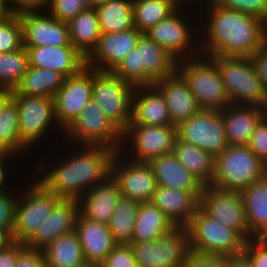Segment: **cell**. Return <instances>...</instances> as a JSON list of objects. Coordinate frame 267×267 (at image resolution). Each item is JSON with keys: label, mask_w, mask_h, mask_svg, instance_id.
<instances>
[{"label": "cell", "mask_w": 267, "mask_h": 267, "mask_svg": "<svg viewBox=\"0 0 267 267\" xmlns=\"http://www.w3.org/2000/svg\"><path fill=\"white\" fill-rule=\"evenodd\" d=\"M204 5L200 4L201 11L198 12H202L204 7L203 10L206 12L203 11L202 14L206 16H203L205 19L200 16L201 21L195 20L198 25L202 22L198 27L201 29L199 31L201 55L251 57L267 43V24L261 19L214 4Z\"/></svg>", "instance_id": "6da1fadb"}, {"label": "cell", "mask_w": 267, "mask_h": 267, "mask_svg": "<svg viewBox=\"0 0 267 267\" xmlns=\"http://www.w3.org/2000/svg\"><path fill=\"white\" fill-rule=\"evenodd\" d=\"M72 150L70 156L67 154L61 161L57 158L56 164L43 163V160L37 162L35 168L39 175L36 179L58 197L78 200L111 175V162L116 151L106 146L89 145H75Z\"/></svg>", "instance_id": "7a4b0ae2"}, {"label": "cell", "mask_w": 267, "mask_h": 267, "mask_svg": "<svg viewBox=\"0 0 267 267\" xmlns=\"http://www.w3.org/2000/svg\"><path fill=\"white\" fill-rule=\"evenodd\" d=\"M177 60L144 33L132 49L112 71L133 86L153 85L177 71Z\"/></svg>", "instance_id": "3957f363"}, {"label": "cell", "mask_w": 267, "mask_h": 267, "mask_svg": "<svg viewBox=\"0 0 267 267\" xmlns=\"http://www.w3.org/2000/svg\"><path fill=\"white\" fill-rule=\"evenodd\" d=\"M265 175L267 165L247 145H229L215 157L211 186L241 192Z\"/></svg>", "instance_id": "277c9868"}, {"label": "cell", "mask_w": 267, "mask_h": 267, "mask_svg": "<svg viewBox=\"0 0 267 267\" xmlns=\"http://www.w3.org/2000/svg\"><path fill=\"white\" fill-rule=\"evenodd\" d=\"M177 72L185 79L201 110L221 111L231 104L221 72L207 56L177 62Z\"/></svg>", "instance_id": "5b68a950"}, {"label": "cell", "mask_w": 267, "mask_h": 267, "mask_svg": "<svg viewBox=\"0 0 267 267\" xmlns=\"http://www.w3.org/2000/svg\"><path fill=\"white\" fill-rule=\"evenodd\" d=\"M221 72L231 104L267 108V92L250 57H210Z\"/></svg>", "instance_id": "8992f818"}, {"label": "cell", "mask_w": 267, "mask_h": 267, "mask_svg": "<svg viewBox=\"0 0 267 267\" xmlns=\"http://www.w3.org/2000/svg\"><path fill=\"white\" fill-rule=\"evenodd\" d=\"M185 7L189 6L180 5L170 16L144 33L163 47L177 61L198 57L201 54L199 37H197L199 36L200 29L197 28L199 27L198 25L194 24V19L197 20L199 17L193 18L192 21L190 20L191 23H189L188 19L190 17L184 14V12L187 13L189 10L184 11Z\"/></svg>", "instance_id": "52a82bcc"}, {"label": "cell", "mask_w": 267, "mask_h": 267, "mask_svg": "<svg viewBox=\"0 0 267 267\" xmlns=\"http://www.w3.org/2000/svg\"><path fill=\"white\" fill-rule=\"evenodd\" d=\"M138 267H182L191 251L187 226H174L154 241H132Z\"/></svg>", "instance_id": "ba28073f"}, {"label": "cell", "mask_w": 267, "mask_h": 267, "mask_svg": "<svg viewBox=\"0 0 267 267\" xmlns=\"http://www.w3.org/2000/svg\"><path fill=\"white\" fill-rule=\"evenodd\" d=\"M135 86L112 71L93 69L92 99L107 118L123 133L131 123L132 97Z\"/></svg>", "instance_id": "9c48e42d"}, {"label": "cell", "mask_w": 267, "mask_h": 267, "mask_svg": "<svg viewBox=\"0 0 267 267\" xmlns=\"http://www.w3.org/2000/svg\"><path fill=\"white\" fill-rule=\"evenodd\" d=\"M61 134H64L63 138L67 137L68 143L74 146H106L116 152L121 150L122 133L93 99Z\"/></svg>", "instance_id": "30bf717a"}, {"label": "cell", "mask_w": 267, "mask_h": 267, "mask_svg": "<svg viewBox=\"0 0 267 267\" xmlns=\"http://www.w3.org/2000/svg\"><path fill=\"white\" fill-rule=\"evenodd\" d=\"M34 178V183L30 182L27 189L21 191L23 193L18 191L12 230L13 241L25 243L62 199L53 191H49L35 176Z\"/></svg>", "instance_id": "8fae6325"}, {"label": "cell", "mask_w": 267, "mask_h": 267, "mask_svg": "<svg viewBox=\"0 0 267 267\" xmlns=\"http://www.w3.org/2000/svg\"><path fill=\"white\" fill-rule=\"evenodd\" d=\"M187 228L193 250L226 257L243 252L245 241L234 230L207 215L200 207Z\"/></svg>", "instance_id": "7c38bea8"}, {"label": "cell", "mask_w": 267, "mask_h": 267, "mask_svg": "<svg viewBox=\"0 0 267 267\" xmlns=\"http://www.w3.org/2000/svg\"><path fill=\"white\" fill-rule=\"evenodd\" d=\"M176 138L177 127L173 125H129L122 133L120 152L130 160L150 162L171 153Z\"/></svg>", "instance_id": "4fadbf2b"}, {"label": "cell", "mask_w": 267, "mask_h": 267, "mask_svg": "<svg viewBox=\"0 0 267 267\" xmlns=\"http://www.w3.org/2000/svg\"><path fill=\"white\" fill-rule=\"evenodd\" d=\"M11 98L18 109L19 135L28 149L35 148L37 142L39 144L41 139L44 141L51 128L59 126L55 117L54 98L19 93H11Z\"/></svg>", "instance_id": "5bb4252c"}, {"label": "cell", "mask_w": 267, "mask_h": 267, "mask_svg": "<svg viewBox=\"0 0 267 267\" xmlns=\"http://www.w3.org/2000/svg\"><path fill=\"white\" fill-rule=\"evenodd\" d=\"M177 138L204 149L215 158L229 146L222 110H200L177 126Z\"/></svg>", "instance_id": "9a60e30c"}, {"label": "cell", "mask_w": 267, "mask_h": 267, "mask_svg": "<svg viewBox=\"0 0 267 267\" xmlns=\"http://www.w3.org/2000/svg\"><path fill=\"white\" fill-rule=\"evenodd\" d=\"M111 175L118 183L121 197L139 203L151 202L158 186L149 162L130 160L120 151L112 159Z\"/></svg>", "instance_id": "2e32d148"}, {"label": "cell", "mask_w": 267, "mask_h": 267, "mask_svg": "<svg viewBox=\"0 0 267 267\" xmlns=\"http://www.w3.org/2000/svg\"><path fill=\"white\" fill-rule=\"evenodd\" d=\"M199 207L216 221L234 230L245 242L254 239L247 226L240 192L204 186Z\"/></svg>", "instance_id": "e0dca14e"}, {"label": "cell", "mask_w": 267, "mask_h": 267, "mask_svg": "<svg viewBox=\"0 0 267 267\" xmlns=\"http://www.w3.org/2000/svg\"><path fill=\"white\" fill-rule=\"evenodd\" d=\"M93 69L84 67L77 75L67 77L54 96L55 117L63 132L92 99Z\"/></svg>", "instance_id": "ac0fdd59"}, {"label": "cell", "mask_w": 267, "mask_h": 267, "mask_svg": "<svg viewBox=\"0 0 267 267\" xmlns=\"http://www.w3.org/2000/svg\"><path fill=\"white\" fill-rule=\"evenodd\" d=\"M47 12V14H46ZM17 13L23 29L24 46L63 47L71 44L67 22L53 17L48 11Z\"/></svg>", "instance_id": "d6986e66"}, {"label": "cell", "mask_w": 267, "mask_h": 267, "mask_svg": "<svg viewBox=\"0 0 267 267\" xmlns=\"http://www.w3.org/2000/svg\"><path fill=\"white\" fill-rule=\"evenodd\" d=\"M142 34L135 27L120 33H102L95 48L85 58V67L113 71L136 48Z\"/></svg>", "instance_id": "ffe728a7"}, {"label": "cell", "mask_w": 267, "mask_h": 267, "mask_svg": "<svg viewBox=\"0 0 267 267\" xmlns=\"http://www.w3.org/2000/svg\"><path fill=\"white\" fill-rule=\"evenodd\" d=\"M24 47L31 67L51 69L65 78L77 75L85 67V57L72 44L63 47Z\"/></svg>", "instance_id": "44dd1931"}, {"label": "cell", "mask_w": 267, "mask_h": 267, "mask_svg": "<svg viewBox=\"0 0 267 267\" xmlns=\"http://www.w3.org/2000/svg\"><path fill=\"white\" fill-rule=\"evenodd\" d=\"M77 214L78 200L61 199L46 220L25 242L26 247L42 250L63 234L70 233L75 228Z\"/></svg>", "instance_id": "7402d4cb"}, {"label": "cell", "mask_w": 267, "mask_h": 267, "mask_svg": "<svg viewBox=\"0 0 267 267\" xmlns=\"http://www.w3.org/2000/svg\"><path fill=\"white\" fill-rule=\"evenodd\" d=\"M202 191L158 185L151 202L163 211L175 226H187L199 209Z\"/></svg>", "instance_id": "603a6c76"}, {"label": "cell", "mask_w": 267, "mask_h": 267, "mask_svg": "<svg viewBox=\"0 0 267 267\" xmlns=\"http://www.w3.org/2000/svg\"><path fill=\"white\" fill-rule=\"evenodd\" d=\"M120 198L118 183L109 175L78 199V212L84 218L108 225Z\"/></svg>", "instance_id": "cb8c5ba5"}, {"label": "cell", "mask_w": 267, "mask_h": 267, "mask_svg": "<svg viewBox=\"0 0 267 267\" xmlns=\"http://www.w3.org/2000/svg\"><path fill=\"white\" fill-rule=\"evenodd\" d=\"M129 125H172L165 98L154 84L135 87Z\"/></svg>", "instance_id": "d4e9b609"}, {"label": "cell", "mask_w": 267, "mask_h": 267, "mask_svg": "<svg viewBox=\"0 0 267 267\" xmlns=\"http://www.w3.org/2000/svg\"><path fill=\"white\" fill-rule=\"evenodd\" d=\"M154 85L165 98L173 126H179L201 110L187 82L177 71Z\"/></svg>", "instance_id": "484cf974"}, {"label": "cell", "mask_w": 267, "mask_h": 267, "mask_svg": "<svg viewBox=\"0 0 267 267\" xmlns=\"http://www.w3.org/2000/svg\"><path fill=\"white\" fill-rule=\"evenodd\" d=\"M267 114L257 105L230 104L222 110L226 139L229 145H248L255 126Z\"/></svg>", "instance_id": "4316f807"}, {"label": "cell", "mask_w": 267, "mask_h": 267, "mask_svg": "<svg viewBox=\"0 0 267 267\" xmlns=\"http://www.w3.org/2000/svg\"><path fill=\"white\" fill-rule=\"evenodd\" d=\"M85 260L102 263L118 245L107 224L84 218L79 212L75 228Z\"/></svg>", "instance_id": "83f0119b"}, {"label": "cell", "mask_w": 267, "mask_h": 267, "mask_svg": "<svg viewBox=\"0 0 267 267\" xmlns=\"http://www.w3.org/2000/svg\"><path fill=\"white\" fill-rule=\"evenodd\" d=\"M240 193L250 234L254 238H267V175Z\"/></svg>", "instance_id": "f1b7e54d"}, {"label": "cell", "mask_w": 267, "mask_h": 267, "mask_svg": "<svg viewBox=\"0 0 267 267\" xmlns=\"http://www.w3.org/2000/svg\"><path fill=\"white\" fill-rule=\"evenodd\" d=\"M157 185L181 190H203L204 186L174 156L167 153L152 159Z\"/></svg>", "instance_id": "f546056e"}, {"label": "cell", "mask_w": 267, "mask_h": 267, "mask_svg": "<svg viewBox=\"0 0 267 267\" xmlns=\"http://www.w3.org/2000/svg\"><path fill=\"white\" fill-rule=\"evenodd\" d=\"M172 153L203 186L211 185L215 158L210 153L178 138L175 139Z\"/></svg>", "instance_id": "4dcf8cb0"}, {"label": "cell", "mask_w": 267, "mask_h": 267, "mask_svg": "<svg viewBox=\"0 0 267 267\" xmlns=\"http://www.w3.org/2000/svg\"><path fill=\"white\" fill-rule=\"evenodd\" d=\"M71 44L86 58L101 36L95 8H87L68 22Z\"/></svg>", "instance_id": "1f68e13d"}, {"label": "cell", "mask_w": 267, "mask_h": 267, "mask_svg": "<svg viewBox=\"0 0 267 267\" xmlns=\"http://www.w3.org/2000/svg\"><path fill=\"white\" fill-rule=\"evenodd\" d=\"M47 267H77L84 260L83 248L75 230L63 234L42 249Z\"/></svg>", "instance_id": "d6a6232c"}, {"label": "cell", "mask_w": 267, "mask_h": 267, "mask_svg": "<svg viewBox=\"0 0 267 267\" xmlns=\"http://www.w3.org/2000/svg\"><path fill=\"white\" fill-rule=\"evenodd\" d=\"M65 77L51 69L28 66L20 84L11 93L54 98Z\"/></svg>", "instance_id": "836d02e7"}, {"label": "cell", "mask_w": 267, "mask_h": 267, "mask_svg": "<svg viewBox=\"0 0 267 267\" xmlns=\"http://www.w3.org/2000/svg\"><path fill=\"white\" fill-rule=\"evenodd\" d=\"M174 226L165 213L152 202L140 203L133 241H154Z\"/></svg>", "instance_id": "e575fe53"}, {"label": "cell", "mask_w": 267, "mask_h": 267, "mask_svg": "<svg viewBox=\"0 0 267 267\" xmlns=\"http://www.w3.org/2000/svg\"><path fill=\"white\" fill-rule=\"evenodd\" d=\"M95 9L101 33H120L134 28L132 0H111Z\"/></svg>", "instance_id": "d590c367"}, {"label": "cell", "mask_w": 267, "mask_h": 267, "mask_svg": "<svg viewBox=\"0 0 267 267\" xmlns=\"http://www.w3.org/2000/svg\"><path fill=\"white\" fill-rule=\"evenodd\" d=\"M0 150L17 159L28 151L19 135L18 109L11 97L0 109Z\"/></svg>", "instance_id": "8d00e7d4"}, {"label": "cell", "mask_w": 267, "mask_h": 267, "mask_svg": "<svg viewBox=\"0 0 267 267\" xmlns=\"http://www.w3.org/2000/svg\"><path fill=\"white\" fill-rule=\"evenodd\" d=\"M179 6L176 0H132L134 27L145 33Z\"/></svg>", "instance_id": "74e56055"}, {"label": "cell", "mask_w": 267, "mask_h": 267, "mask_svg": "<svg viewBox=\"0 0 267 267\" xmlns=\"http://www.w3.org/2000/svg\"><path fill=\"white\" fill-rule=\"evenodd\" d=\"M140 203L121 197L108 224L117 244L129 245L133 241L135 221Z\"/></svg>", "instance_id": "f35d334b"}, {"label": "cell", "mask_w": 267, "mask_h": 267, "mask_svg": "<svg viewBox=\"0 0 267 267\" xmlns=\"http://www.w3.org/2000/svg\"><path fill=\"white\" fill-rule=\"evenodd\" d=\"M28 66V53L25 47L13 52L0 53V87L15 90Z\"/></svg>", "instance_id": "ab89813d"}, {"label": "cell", "mask_w": 267, "mask_h": 267, "mask_svg": "<svg viewBox=\"0 0 267 267\" xmlns=\"http://www.w3.org/2000/svg\"><path fill=\"white\" fill-rule=\"evenodd\" d=\"M23 47L21 21L17 14L10 12L0 20V53L17 51Z\"/></svg>", "instance_id": "60d3db41"}, {"label": "cell", "mask_w": 267, "mask_h": 267, "mask_svg": "<svg viewBox=\"0 0 267 267\" xmlns=\"http://www.w3.org/2000/svg\"><path fill=\"white\" fill-rule=\"evenodd\" d=\"M203 4H214L222 8L250 14L267 24V0H207Z\"/></svg>", "instance_id": "b9f144b4"}, {"label": "cell", "mask_w": 267, "mask_h": 267, "mask_svg": "<svg viewBox=\"0 0 267 267\" xmlns=\"http://www.w3.org/2000/svg\"><path fill=\"white\" fill-rule=\"evenodd\" d=\"M16 202L17 195L14 191L5 190L0 192V230L6 231L11 237L14 226Z\"/></svg>", "instance_id": "7bdbcfd3"}, {"label": "cell", "mask_w": 267, "mask_h": 267, "mask_svg": "<svg viewBox=\"0 0 267 267\" xmlns=\"http://www.w3.org/2000/svg\"><path fill=\"white\" fill-rule=\"evenodd\" d=\"M84 9L79 0H52L47 11L56 19L68 23Z\"/></svg>", "instance_id": "ee69618b"}, {"label": "cell", "mask_w": 267, "mask_h": 267, "mask_svg": "<svg viewBox=\"0 0 267 267\" xmlns=\"http://www.w3.org/2000/svg\"><path fill=\"white\" fill-rule=\"evenodd\" d=\"M247 146L267 165V114L255 126L251 140Z\"/></svg>", "instance_id": "f6af8a7d"}, {"label": "cell", "mask_w": 267, "mask_h": 267, "mask_svg": "<svg viewBox=\"0 0 267 267\" xmlns=\"http://www.w3.org/2000/svg\"><path fill=\"white\" fill-rule=\"evenodd\" d=\"M103 267H138L130 245L118 244L102 262Z\"/></svg>", "instance_id": "bcb514c9"}, {"label": "cell", "mask_w": 267, "mask_h": 267, "mask_svg": "<svg viewBox=\"0 0 267 267\" xmlns=\"http://www.w3.org/2000/svg\"><path fill=\"white\" fill-rule=\"evenodd\" d=\"M182 267H226V256L191 249Z\"/></svg>", "instance_id": "7dc6e473"}, {"label": "cell", "mask_w": 267, "mask_h": 267, "mask_svg": "<svg viewBox=\"0 0 267 267\" xmlns=\"http://www.w3.org/2000/svg\"><path fill=\"white\" fill-rule=\"evenodd\" d=\"M243 252L249 257L253 267H267V238L246 241Z\"/></svg>", "instance_id": "c3c4849f"}, {"label": "cell", "mask_w": 267, "mask_h": 267, "mask_svg": "<svg viewBox=\"0 0 267 267\" xmlns=\"http://www.w3.org/2000/svg\"><path fill=\"white\" fill-rule=\"evenodd\" d=\"M15 267H47L42 250L25 247L16 260Z\"/></svg>", "instance_id": "681fc988"}, {"label": "cell", "mask_w": 267, "mask_h": 267, "mask_svg": "<svg viewBox=\"0 0 267 267\" xmlns=\"http://www.w3.org/2000/svg\"><path fill=\"white\" fill-rule=\"evenodd\" d=\"M51 3L52 0H8L9 9L13 14L23 11H46Z\"/></svg>", "instance_id": "f907efd6"}, {"label": "cell", "mask_w": 267, "mask_h": 267, "mask_svg": "<svg viewBox=\"0 0 267 267\" xmlns=\"http://www.w3.org/2000/svg\"><path fill=\"white\" fill-rule=\"evenodd\" d=\"M257 76L267 92V43L250 57Z\"/></svg>", "instance_id": "816d5d0a"}, {"label": "cell", "mask_w": 267, "mask_h": 267, "mask_svg": "<svg viewBox=\"0 0 267 267\" xmlns=\"http://www.w3.org/2000/svg\"><path fill=\"white\" fill-rule=\"evenodd\" d=\"M26 247L24 242L12 241L0 251V267H15L18 254Z\"/></svg>", "instance_id": "f5cc1de1"}, {"label": "cell", "mask_w": 267, "mask_h": 267, "mask_svg": "<svg viewBox=\"0 0 267 267\" xmlns=\"http://www.w3.org/2000/svg\"><path fill=\"white\" fill-rule=\"evenodd\" d=\"M15 156H13L12 154L9 153H5L3 152L0 155V192L5 191L6 188H8L6 186L7 184V180H9L7 177H9V172H8V168L7 165H11L13 164L12 162V158L14 159ZM7 160V161H6ZM11 160V161H9ZM9 161V162H8ZM10 162H12L11 164H9ZM7 163V164H6ZM8 174V176H7ZM7 179V180H6Z\"/></svg>", "instance_id": "db71d44e"}, {"label": "cell", "mask_w": 267, "mask_h": 267, "mask_svg": "<svg viewBox=\"0 0 267 267\" xmlns=\"http://www.w3.org/2000/svg\"><path fill=\"white\" fill-rule=\"evenodd\" d=\"M226 267H253V264L249 257L244 252H241L226 257Z\"/></svg>", "instance_id": "11a10c76"}, {"label": "cell", "mask_w": 267, "mask_h": 267, "mask_svg": "<svg viewBox=\"0 0 267 267\" xmlns=\"http://www.w3.org/2000/svg\"><path fill=\"white\" fill-rule=\"evenodd\" d=\"M13 241L12 237L3 230H0V251Z\"/></svg>", "instance_id": "9f6ffc18"}, {"label": "cell", "mask_w": 267, "mask_h": 267, "mask_svg": "<svg viewBox=\"0 0 267 267\" xmlns=\"http://www.w3.org/2000/svg\"><path fill=\"white\" fill-rule=\"evenodd\" d=\"M11 90L5 87H0V109L6 103V101L11 97Z\"/></svg>", "instance_id": "6f0895ef"}, {"label": "cell", "mask_w": 267, "mask_h": 267, "mask_svg": "<svg viewBox=\"0 0 267 267\" xmlns=\"http://www.w3.org/2000/svg\"><path fill=\"white\" fill-rule=\"evenodd\" d=\"M10 12L8 0H0V20L5 18Z\"/></svg>", "instance_id": "680465c9"}, {"label": "cell", "mask_w": 267, "mask_h": 267, "mask_svg": "<svg viewBox=\"0 0 267 267\" xmlns=\"http://www.w3.org/2000/svg\"><path fill=\"white\" fill-rule=\"evenodd\" d=\"M77 267H103L102 263L94 262V261H87L84 260L79 266Z\"/></svg>", "instance_id": "91938a15"}, {"label": "cell", "mask_w": 267, "mask_h": 267, "mask_svg": "<svg viewBox=\"0 0 267 267\" xmlns=\"http://www.w3.org/2000/svg\"><path fill=\"white\" fill-rule=\"evenodd\" d=\"M180 5H191L192 4V9H194L193 8V5L194 4H197V3H201V4H203V3H205L207 0H195V1H197V3H195V1L194 0H176ZM192 2V3H191ZM194 2V3H193ZM188 3V4H187Z\"/></svg>", "instance_id": "94428289"}, {"label": "cell", "mask_w": 267, "mask_h": 267, "mask_svg": "<svg viewBox=\"0 0 267 267\" xmlns=\"http://www.w3.org/2000/svg\"><path fill=\"white\" fill-rule=\"evenodd\" d=\"M81 4L87 9V8H95V2L94 0H79Z\"/></svg>", "instance_id": "6125c7cd"}, {"label": "cell", "mask_w": 267, "mask_h": 267, "mask_svg": "<svg viewBox=\"0 0 267 267\" xmlns=\"http://www.w3.org/2000/svg\"><path fill=\"white\" fill-rule=\"evenodd\" d=\"M109 1H111V0H94V2H95V7H96V6H99V5H101V4L107 3V2H109Z\"/></svg>", "instance_id": "be15d7a7"}]
</instances>
